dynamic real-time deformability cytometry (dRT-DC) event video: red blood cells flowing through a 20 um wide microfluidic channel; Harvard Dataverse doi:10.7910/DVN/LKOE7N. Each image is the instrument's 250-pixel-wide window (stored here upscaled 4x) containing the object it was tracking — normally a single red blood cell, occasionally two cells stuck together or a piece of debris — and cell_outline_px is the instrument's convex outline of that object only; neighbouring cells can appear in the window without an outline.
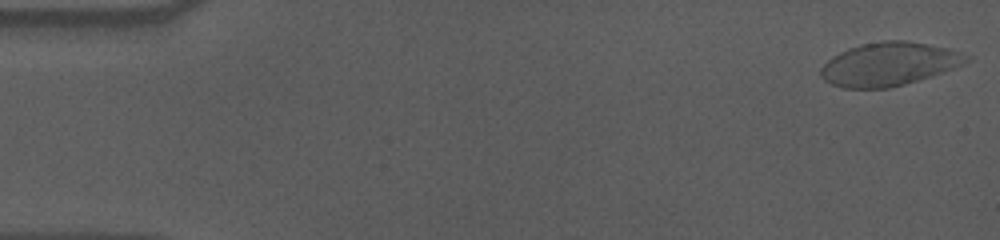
{"species": "human", "species_latin": "Homo sapiens", "temperature_condition": "cold", "stored_images_in_passage": 54, "camera_frame_rate_fps": 3000, "um_per_image_px": 0.085, "donor": {"sex": "male"}, "frame": {"image": 1, "passage_image": 1, "time_ms": 0.0, "image_size_px": [1000, 240], "cell_outline_px": [[972, 60], [952, 68], [904, 84], [888, 88], [844, 88], [832, 84], [824, 80], [820, 76], [820, 68], [832, 56], [848, 48], [860, 44], [880, 40], [908, 40], [948, 48], [972, 56]], "centroid_in_image_um": [75.54, 5.43], "position_along_channel_um": 9.5, "area_um2": 36.7}}
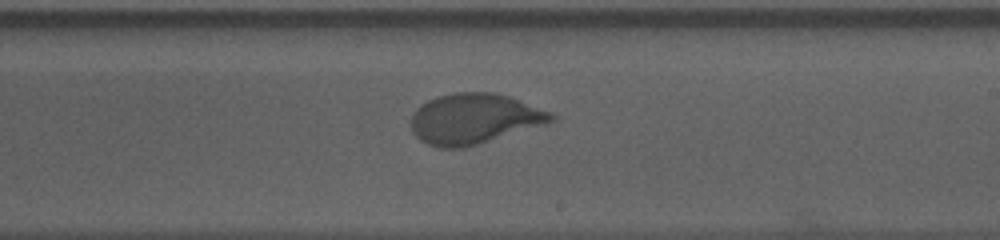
{"frame": {"image": 2, "passage_image": 33, "time_ms": 10.667, "image_size_px": [1000, 240], "cell_outline_px": [[556, 120], [548, 124], [464, 148], [440, 148], [428, 144], [420, 140], [412, 132], [412, 112], [420, 104], [428, 100], [452, 92], [496, 92], [508, 96], [552, 112], [556, 116]], "centroid_in_image_um": [40.32, 10.09], "position_along_channel_um": 248.7, "area_um2": 41.44}}
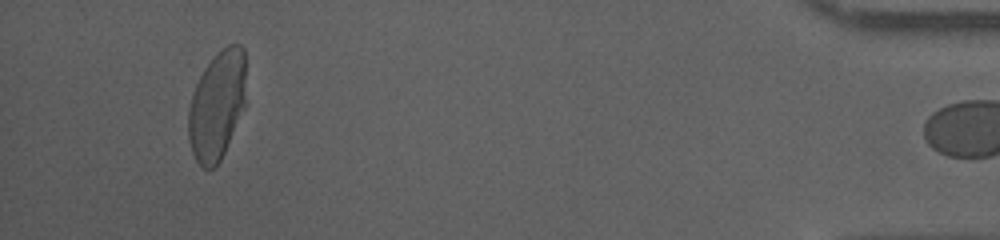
{"frame": {"image": 3, "passage_image": 53, "time_ms": 17.333, "image_size_px": [1000, 240], "cell_outline_px": [[244, 108], [224, 152], [220, 160], [212, 168], [204, 168], [196, 160], [192, 152], [188, 140], [188, 108], [196, 84], [204, 68], [228, 44], [240, 44], [244, 48]], "centroid_in_image_um": [18.42, 8.97], "position_along_channel_um": 416.8, "area_um2": 35.89}, "authors_computed_cell_mechanics": {"area_um2": 39.8531, "velocity_mm_per_s": 3.5767, "shape_relaxation_time_tau1_ms": 4.9491, "shape_relaxation_time_tau2_ms": null, "deformation_change_tau1": 0.1703, "deformation_change_tau2": null}}